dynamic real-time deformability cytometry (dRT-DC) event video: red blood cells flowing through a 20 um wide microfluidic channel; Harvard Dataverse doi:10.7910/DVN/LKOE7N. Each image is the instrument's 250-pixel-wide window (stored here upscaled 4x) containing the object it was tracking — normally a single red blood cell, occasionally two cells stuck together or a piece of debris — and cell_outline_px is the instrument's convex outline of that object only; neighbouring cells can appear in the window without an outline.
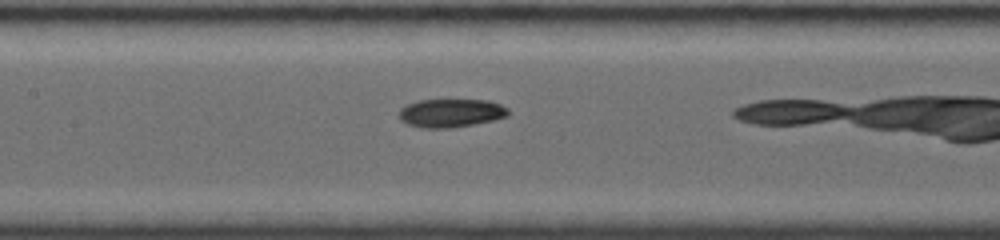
{"species": "common noctule bat (a hibernating species)", "species_latin": "Nyctalus noctula", "temperature_condition": "room temperature", "stored_images_in_passage": 24, "camera_frame_rate_fps": 4000, "um_per_image_px": 0.085, "animal": {"sex": "female", "body_mass_g": 19.0, "forearm_length_mm": 56.7}, "frame": {"image": 1, "passage_image": 8, "time_ms": 3.25, "image_size_px": [1000, 240], "cell_outline_px": [[508, 116], [492, 120], [472, 124], [448, 128], [420, 128], [408, 124], [400, 120], [400, 108], [408, 104], [420, 100], [488, 100], [500, 104], [508, 108]], "centroid_in_image_um": [38.32, 9.6], "position_along_channel_um": 169.1, "area_um2": 17.92}, "authors_computed_cell_mechanics": {"area_um2": 18.0914, "velocity_mm_per_s": 3.8195, "shape_relaxation_time_tau1_ms": 5.452, "shape_relaxation_time_tau2_ms": 1.7026, "deformation_change_tau1": 0.1696, "deformation_change_tau2": 0.0433}}